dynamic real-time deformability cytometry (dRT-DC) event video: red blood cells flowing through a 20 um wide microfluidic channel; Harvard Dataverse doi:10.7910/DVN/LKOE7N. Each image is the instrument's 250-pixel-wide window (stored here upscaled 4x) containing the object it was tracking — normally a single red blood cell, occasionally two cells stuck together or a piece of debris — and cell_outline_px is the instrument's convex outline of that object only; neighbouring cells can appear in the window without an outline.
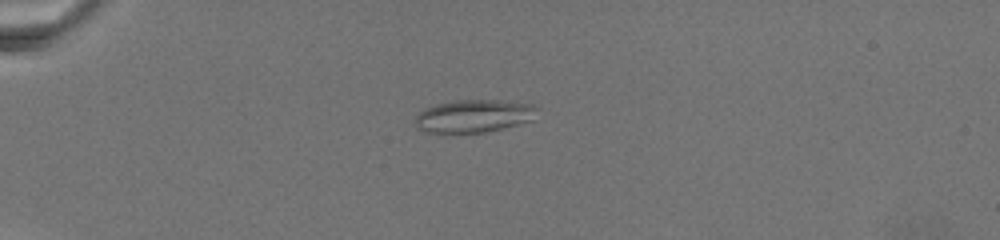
{"species": "common noctule bat (a hibernating species)", "species_latin": "Nyctalus noctula", "temperature_condition": "warm", "stored_images_in_passage": 45, "camera_frame_rate_fps": 3000, "um_per_image_px": 0.085, "animal": {"sex": "female", "body_mass_g": 19.5, "forearm_length_mm": 54.1}, "frame": {"image": 1, "passage_image": 4, "time_ms": 1.667, "image_size_px": [1000, 240], "cell_outline_px": [[536, 108], [532, 120], [484, 132], [424, 132], [416, 128], [416, 116], [424, 108], [436, 104], [456, 100], [500, 100], [532, 104]], "centroid_in_image_um": [40.22, 9.85], "position_along_channel_um": 44.8, "area_um2": 22.89}}
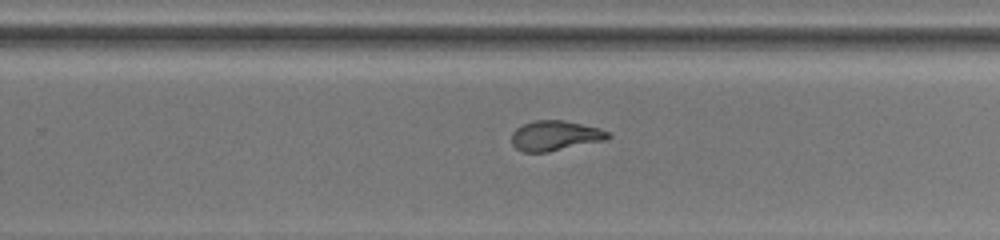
{"frame": {"image": 2, "passage_image": 25, "time_ms": 11.667, "image_size_px": [1000, 240], "cell_outline_px": [[612, 136], [608, 140], [548, 152], [524, 152], [516, 148], [512, 144], [512, 132], [516, 128], [524, 124], [536, 120], [564, 120], [600, 128], [608, 132]], "centroid_in_image_um": [47.22, 11.54], "position_along_channel_um": 282.6, "area_um2": 16.99}}
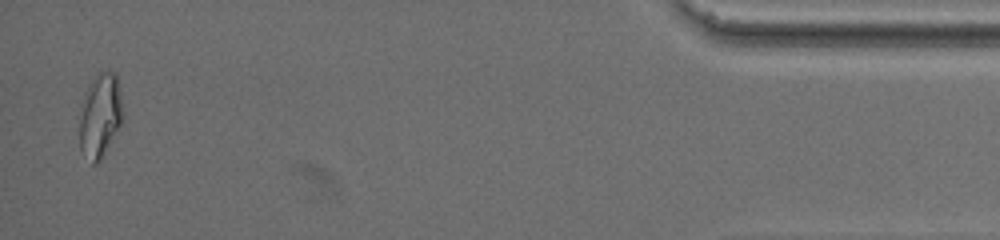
{"frame": {"image": 3, "passage_image": 44, "time_ms": 19.333, "image_size_px": [1000, 240], "cell_outline_px": [[124, 120], [100, 160], [96, 164], [92, 164], [80, 152], [80, 104], [84, 92], [88, 84], [96, 72], [116, 72], [120, 92], [124, 116]], "centroid_in_image_um": [8.5, 9.8], "position_along_channel_um": 426.7, "area_um2": 21.73}}